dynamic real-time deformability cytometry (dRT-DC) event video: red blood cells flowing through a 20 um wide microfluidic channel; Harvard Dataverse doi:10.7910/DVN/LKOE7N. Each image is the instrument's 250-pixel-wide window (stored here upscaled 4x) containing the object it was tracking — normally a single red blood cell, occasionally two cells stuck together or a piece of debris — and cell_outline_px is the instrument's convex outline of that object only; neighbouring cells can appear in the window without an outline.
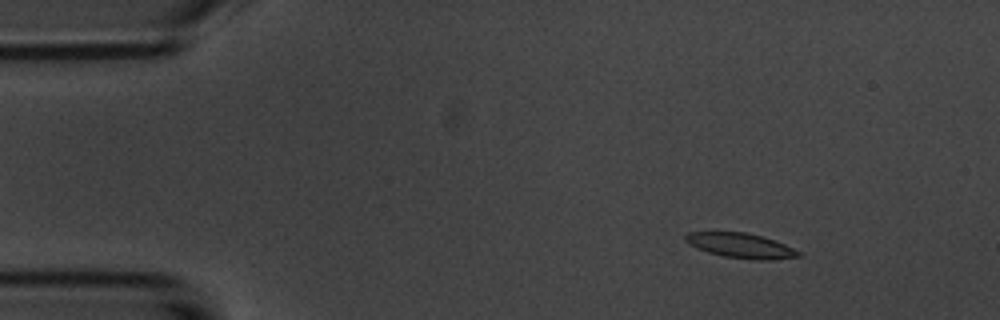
{"species": "common noctule bat (a hibernating species)", "species_latin": "Nyctalus noctula", "temperature_condition": "room temperature", "stored_images_in_passage": 9, "camera_frame_rate_fps": 3000, "um_per_image_px": 0.085, "animal": {"sex": "male", "body_mass_g": 20.1, "forearm_length_mm": 53.5}, "frame": {"image": 1, "passage_image": 1, "time_ms": 0.0, "image_size_px": [1000, 320], "cell_outline_px": [[800, 256], [772, 260], [752, 260], [724, 256], [708, 252], [696, 248], [688, 244], [684, 240], [684, 236], [688, 232], [744, 232], [764, 236], [776, 240], [800, 252]], "centroid_in_image_um": [62.94, 20.87], "position_along_channel_um": 22.1, "area_um2": 16.47}}
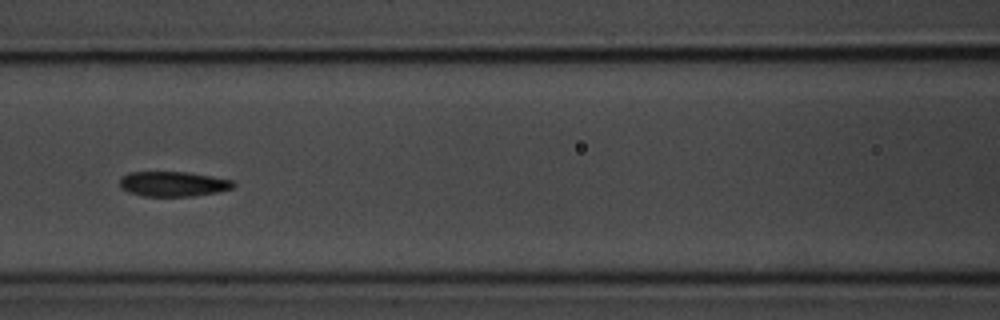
{"frame": {"image": 2, "passage_image": 6, "time_ms": 5.667, "image_size_px": [1000, 320], "cell_outline_px": [[236, 184], [232, 188], [216, 192], [192, 196], [144, 196], [128, 192], [120, 188], [120, 176], [128, 172], [188, 172], [212, 176], [232, 180]], "centroid_in_image_um": [14.68, 15.63], "position_along_channel_um": 151.9, "area_um2": 16.59}}
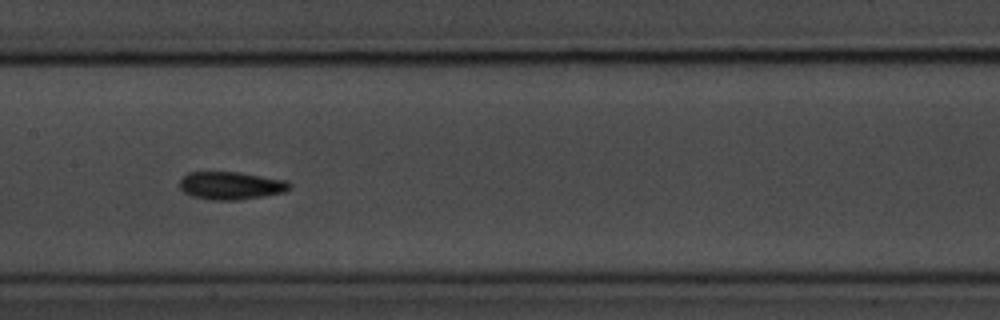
{"frame": {"image": 3, "passage_image": 7, "time_ms": 6.667, "image_size_px": [1000, 320], "cell_outline_px": [[292, 188], [284, 192], [236, 200], [212, 200], [192, 196], [184, 192], [180, 188], [180, 180], [188, 172], [240, 172], [288, 180], [292, 184]], "centroid_in_image_um": [19.66, 15.76], "position_along_channel_um": 187.7, "area_um2": 17.86}}